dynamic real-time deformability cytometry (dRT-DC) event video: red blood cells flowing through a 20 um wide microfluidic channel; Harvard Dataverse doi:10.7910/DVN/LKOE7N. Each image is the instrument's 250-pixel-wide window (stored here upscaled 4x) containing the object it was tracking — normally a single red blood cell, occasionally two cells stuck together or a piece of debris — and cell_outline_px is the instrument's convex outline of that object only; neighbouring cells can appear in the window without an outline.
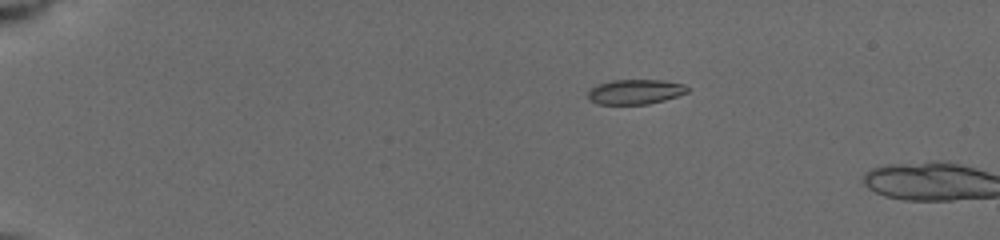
{"species": "common noctule bat (a hibernating species)", "species_latin": "Nyctalus noctula", "temperature_condition": "cold", "stored_images_in_passage": 14, "camera_frame_rate_fps": 3000, "um_per_image_px": 0.085, "animal": {"sex": "female", "body_mass_g": 19.5, "forearm_length_mm": 54.1}, "frame": {"image": 1, "passage_image": 12, "time_ms": 3.667, "image_size_px": [1000, 240], "cell_outline_px": [[692, 88], [688, 92], [664, 100], [648, 104], [596, 104], [588, 100], [588, 92], [596, 84], [612, 80], [660, 80], [684, 84]], "centroid_in_image_um": [53.99, 7.8], "position_along_channel_um": 31.0, "area_um2": 14.51}}